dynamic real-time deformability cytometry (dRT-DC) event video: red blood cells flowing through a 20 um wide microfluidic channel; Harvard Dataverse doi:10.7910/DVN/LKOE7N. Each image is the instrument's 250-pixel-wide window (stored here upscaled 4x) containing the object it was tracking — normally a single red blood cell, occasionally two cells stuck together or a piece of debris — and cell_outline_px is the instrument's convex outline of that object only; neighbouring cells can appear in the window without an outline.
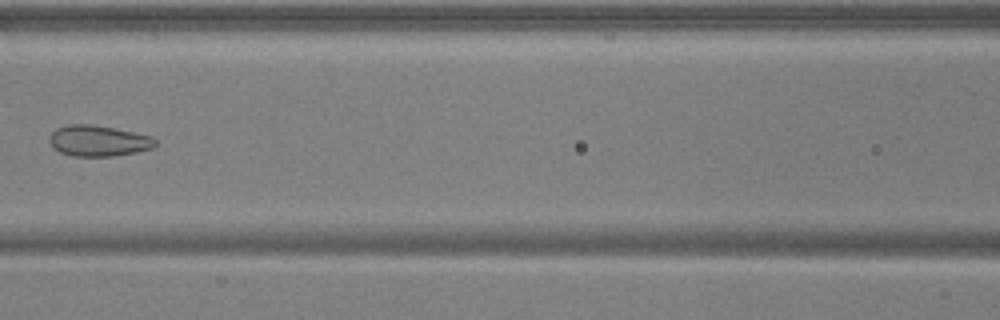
{"species": "common noctule bat (a hibernating species)", "species_latin": "Nyctalus noctula", "temperature_condition": "warm", "stored_images_in_passage": 8, "camera_frame_rate_fps": 3000, "um_per_image_px": 0.085, "animal": {"sex": "male", "body_mass_g": 17.9, "forearm_length_mm": 54.2}, "frame": {"image": 1, "passage_image": 7, "time_ms": 2.0, "image_size_px": [1000, 320], "cell_outline_px": [[156, 144], [152, 148], [136, 152], [112, 156], [72, 156], [60, 152], [48, 140], [52, 132], [56, 128], [68, 124], [92, 124], [152, 136], [156, 140]], "centroid_in_image_um": [8.36, 11.96], "position_along_channel_um": 158.2, "area_um2": 18.9}}
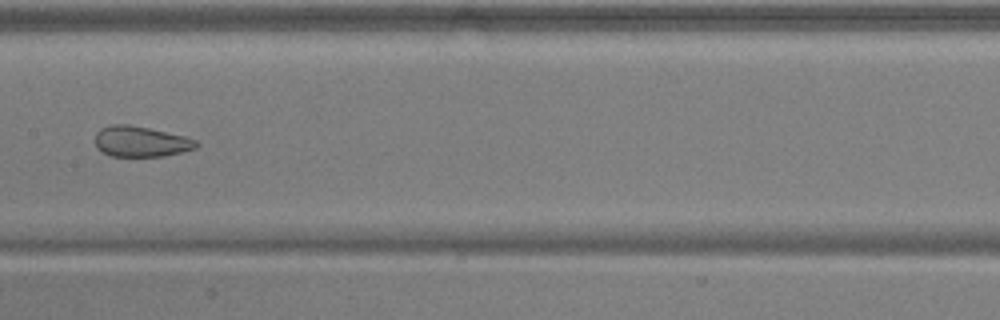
{"frame": {"image": 2, "passage_image": 8, "time_ms": 2.333, "image_size_px": [1000, 320], "cell_outline_px": [[200, 144], [196, 148], [164, 156], [112, 156], [96, 148], [96, 132], [100, 128], [112, 124], [128, 124], [148, 128], [184, 136], [196, 140]], "centroid_in_image_um": [11.96, 12.02], "position_along_channel_um": 195.4, "area_um2": 17.92}}